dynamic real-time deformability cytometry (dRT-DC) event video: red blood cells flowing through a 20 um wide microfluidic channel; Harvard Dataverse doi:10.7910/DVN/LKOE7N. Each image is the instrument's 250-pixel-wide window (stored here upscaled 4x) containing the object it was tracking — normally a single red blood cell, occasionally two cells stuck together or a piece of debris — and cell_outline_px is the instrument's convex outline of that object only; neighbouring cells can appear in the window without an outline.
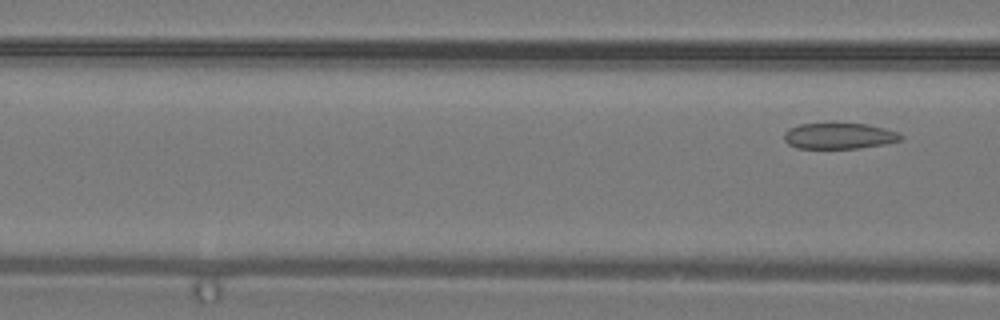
{"species": "common noctule bat (a hibernating species)", "species_latin": "Nyctalus noctula", "temperature_condition": "warm", "stored_images_in_passage": 3, "camera_frame_rate_fps": 3000, "um_per_image_px": 0.085, "animal": {"sex": "male", "body_mass_g": 19.2, "forearm_length_mm": 51.8}, "frame": {"image": 1, "passage_image": 3, "time_ms": 0.667, "image_size_px": [1000, 320], "cell_outline_px": [[904, 136], [900, 140], [884, 144], [860, 148], [796, 148], [788, 144], [784, 140], [784, 132], [788, 128], [800, 124], [868, 124], [900, 132]], "centroid_in_image_um": [71.33, 11.56], "position_along_channel_um": 95.3, "area_um2": 17.63}}